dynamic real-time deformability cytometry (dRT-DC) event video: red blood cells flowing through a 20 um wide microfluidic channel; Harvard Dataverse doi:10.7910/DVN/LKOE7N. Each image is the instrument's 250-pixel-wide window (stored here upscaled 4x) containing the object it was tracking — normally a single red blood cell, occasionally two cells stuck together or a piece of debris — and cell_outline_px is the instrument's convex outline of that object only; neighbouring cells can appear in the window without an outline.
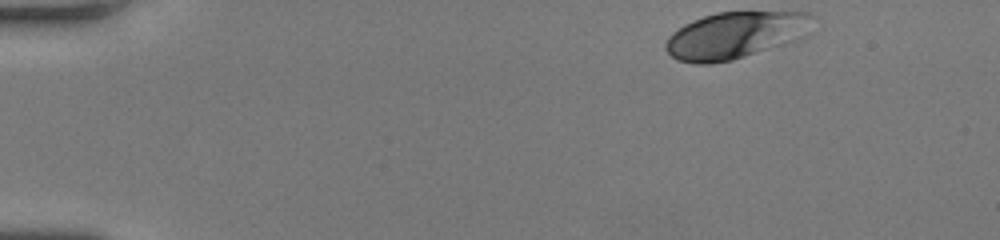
{"species": "human", "species_latin": "Homo sapiens", "temperature_condition": "room temperature", "stored_images_in_passage": 44, "camera_frame_rate_fps": 3000, "um_per_image_px": 0.085, "donor": {"sex": "female"}, "frame": {"image": 1, "passage_image": 1, "time_ms": 0.0, "image_size_px": [1000, 240], "cell_outline_px": [[812, 16], [780, 44], [732, 60], [712, 64], [696, 64], [676, 60], [664, 48], [664, 44], [668, 36], [672, 32], [684, 24], [692, 20], [716, 12], [808, 12]], "centroid_in_image_um": [62.16, 3.0], "position_along_channel_um": 22.8, "area_um2": 37.97}}
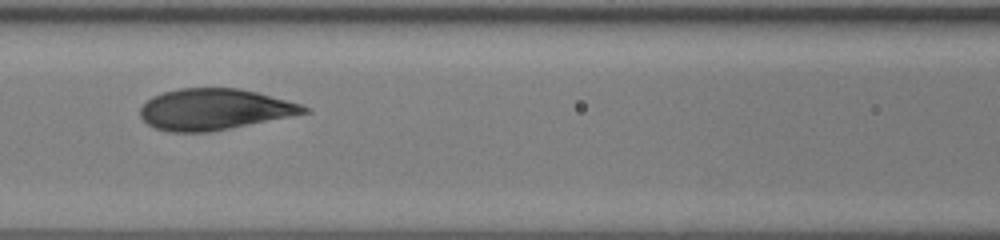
{"frame": {"image": 2, "passage_image": 18, "time_ms": 5.667, "image_size_px": [1000, 240], "cell_outline_px": [[312, 112], [208, 132], [168, 132], [156, 128], [148, 124], [140, 116], [140, 108], [152, 96], [164, 92], [180, 88], [240, 88], [256, 92], [300, 104], [312, 108]], "centroid_in_image_um": [18.22, 9.29], "position_along_channel_um": 148.4, "area_um2": 39.02}}
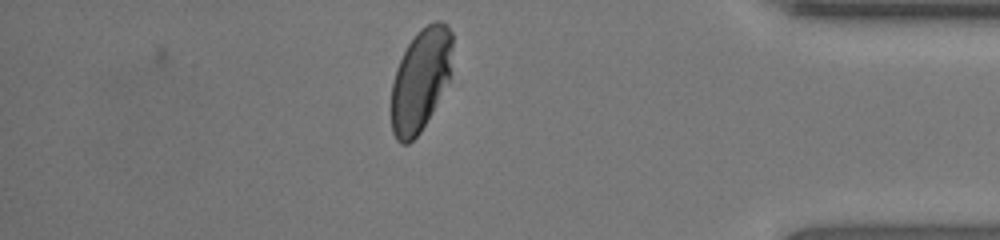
{"frame": {"image": 3, "passage_image": 38, "time_ms": 12.333, "image_size_px": [1000, 240], "cell_outline_px": [[452, 48], [448, 80], [432, 112], [420, 132], [408, 144], [400, 144], [396, 140], [392, 132], [392, 84], [396, 68], [408, 44], [416, 32], [420, 28], [436, 20], [440, 20], [452, 32]], "centroid_in_image_um": [35.73, 6.78], "position_along_channel_um": 399.5, "area_um2": 36.13}, "authors_computed_cell_mechanics": {"area_um2": 39.2173, "velocity_mm_per_s": 4.1981, "shape_relaxation_time_tau1_ms": 3.633, "shape_relaxation_time_tau2_ms": null, "deformation_change_tau1": 0.1725, "deformation_change_tau2": null}}